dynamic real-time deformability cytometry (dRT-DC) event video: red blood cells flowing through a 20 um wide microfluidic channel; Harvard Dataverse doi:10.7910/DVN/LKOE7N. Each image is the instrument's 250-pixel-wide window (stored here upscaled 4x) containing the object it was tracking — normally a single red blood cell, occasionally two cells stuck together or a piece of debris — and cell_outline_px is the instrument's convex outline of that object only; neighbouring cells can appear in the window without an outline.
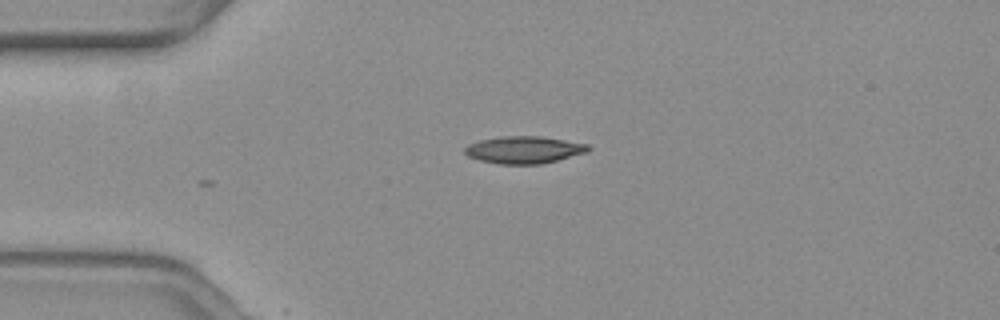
{"species": "common noctule bat (a hibernating species)", "species_latin": "Nyctalus noctula", "temperature_condition": "warm", "stored_images_in_passage": 4, "camera_frame_rate_fps": 3000, "um_per_image_px": 0.085, "animal": {"sex": "female", "body_mass_g": 19.3, "forearm_length_mm": 54.1}, "frame": {"image": 1, "passage_image": 4, "time_ms": 1.0, "image_size_px": [1000, 320], "cell_outline_px": [[592, 148], [588, 152], [540, 164], [500, 164], [480, 160], [468, 156], [464, 152], [464, 148], [468, 144], [480, 140], [500, 136], [540, 136], [588, 144]], "centroid_in_image_um": [44.54, 12.73], "position_along_channel_um": 40.5, "area_um2": 19.54}}